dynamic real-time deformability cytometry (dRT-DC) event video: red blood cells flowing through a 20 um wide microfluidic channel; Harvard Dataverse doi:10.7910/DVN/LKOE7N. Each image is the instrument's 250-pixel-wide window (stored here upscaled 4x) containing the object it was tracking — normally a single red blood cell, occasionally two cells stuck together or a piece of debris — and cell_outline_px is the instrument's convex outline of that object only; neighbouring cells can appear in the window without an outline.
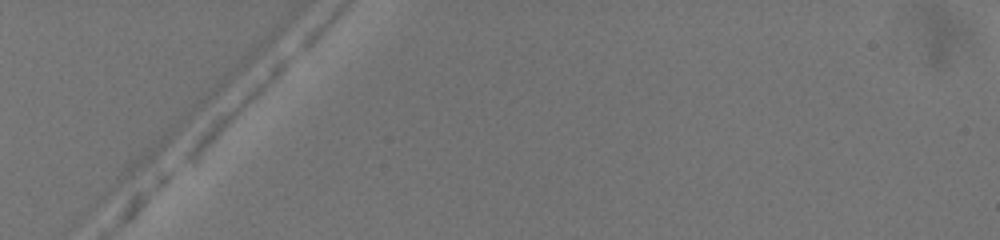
{"species": "common noctule bat (a hibernating species)", "species_latin": "Nyctalus noctula", "temperature_condition": "warm", "stored_images_in_passage": 3, "camera_frame_rate_fps": 3000, "um_per_image_px": 0.085, "animal": {"sex": "female", "body_mass_g": 19.5, "forearm_length_mm": 54.1}, "frame": {"image": 1, "passage_image": 1, "time_ms": 0.0, "image_size_px": [1000, 240], "cell_outline_px": [[296, 48], [288, 64], [284, 68], [212, 136], [184, 160], [184, 152], [196, 136], [220, 112], [276, 60]], "centroid_in_image_um": [20.29, 8.75], "position_along_channel_um": 64.7, "area_um2": 11.56}}